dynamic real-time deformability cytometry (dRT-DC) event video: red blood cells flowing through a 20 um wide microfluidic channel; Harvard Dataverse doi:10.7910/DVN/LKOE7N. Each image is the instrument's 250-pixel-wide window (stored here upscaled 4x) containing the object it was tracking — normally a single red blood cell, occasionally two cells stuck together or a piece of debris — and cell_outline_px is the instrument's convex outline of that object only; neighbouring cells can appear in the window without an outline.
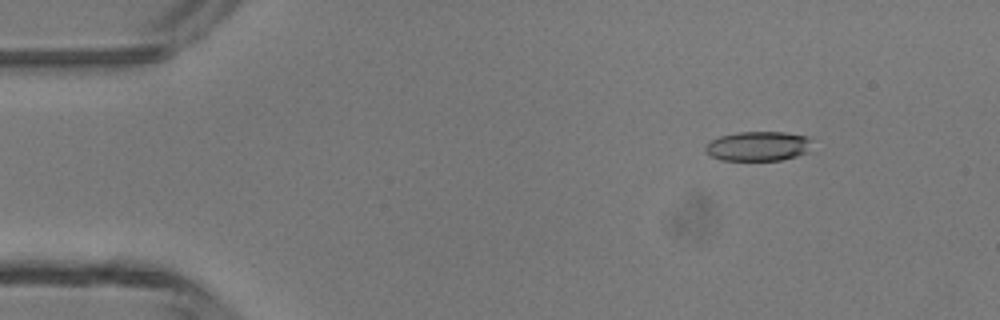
{"species": "common noctule bat (a hibernating species)", "species_latin": "Nyctalus noctula", "temperature_condition": "room temperature", "stored_images_in_passage": 47, "camera_frame_rate_fps": 3000, "um_per_image_px": 0.085, "animal": {"sex": "male", "body_mass_g": 13.3}, "frame": {"image": 1, "passage_image": 6, "time_ms": 1.667, "image_size_px": [1000, 320], "cell_outline_px": [[812, 136], [808, 152], [796, 156], [780, 160], [720, 160], [712, 156], [704, 148], [704, 144], [720, 136], [736, 132], [784, 132]], "centroid_in_image_um": [64.46, 12.41], "position_along_channel_um": 20.5, "area_um2": 18.5}}
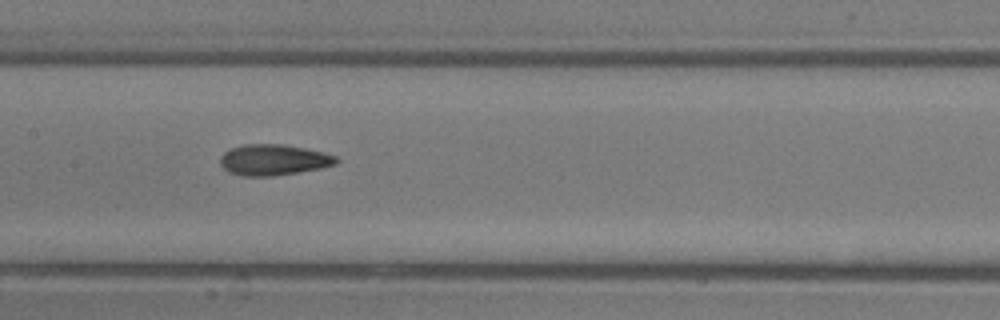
{"frame": {"image": 2, "passage_image": 23, "time_ms": 7.333, "image_size_px": [1000, 320], "cell_outline_px": [[340, 160], [336, 164], [320, 168], [272, 176], [244, 176], [228, 172], [220, 164], [220, 156], [224, 152], [232, 148], [244, 144], [284, 144], [324, 152], [336, 156]], "centroid_in_image_um": [23.25, 13.58], "position_along_channel_um": 184.2, "area_um2": 20.87}}
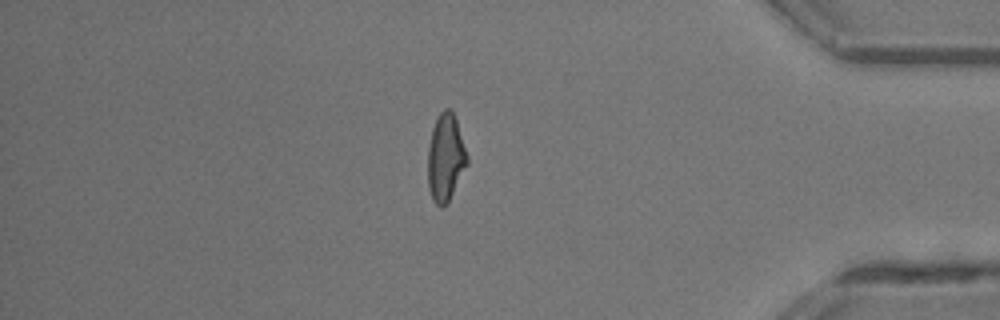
{"frame": {"image": 3, "passage_image": 40, "time_ms": 13.0, "image_size_px": [1000, 320], "cell_outline_px": [[468, 164], [448, 200], [440, 208], [432, 200], [428, 188], [428, 144], [432, 128], [440, 112], [444, 108], [452, 108], [468, 156]], "centroid_in_image_um": [37.86, 13.37], "position_along_channel_um": 397.3, "area_um2": 19.94}, "authors_computed_cell_mechanics": {"area_um2": 19.941, "velocity_mm_per_s": 4.4001, "shape_relaxation_time_tau1_ms": 5.4958, "shape_relaxation_time_tau2_ms": 2.2602, "deformation_change_tau1": 0.1674, "deformation_change_tau2": 0.114}}